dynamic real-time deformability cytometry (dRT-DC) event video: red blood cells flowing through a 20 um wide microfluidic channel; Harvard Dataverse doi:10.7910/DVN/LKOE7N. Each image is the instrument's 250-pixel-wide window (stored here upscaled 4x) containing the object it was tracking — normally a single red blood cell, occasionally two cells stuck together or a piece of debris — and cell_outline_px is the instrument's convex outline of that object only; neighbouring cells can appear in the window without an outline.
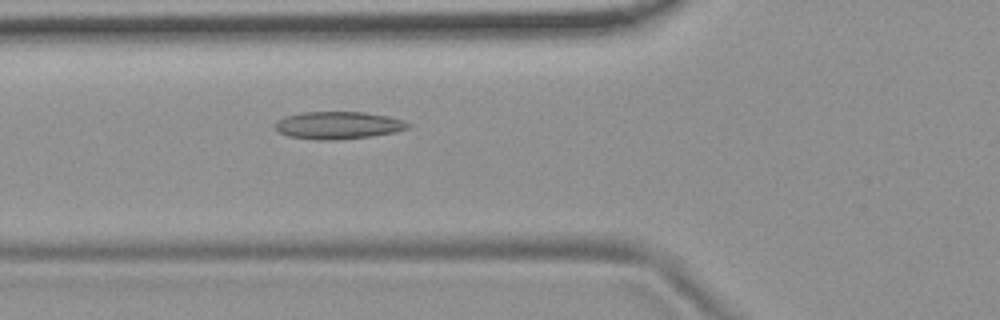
{"species": "common noctule bat (a hibernating species)", "species_latin": "Nyctalus noctula", "temperature_condition": "room temperature", "stored_images_in_passage": 5, "camera_frame_rate_fps": 3000, "um_per_image_px": 0.085, "animal": {"sex": "female", "body_mass_g": 19.9}, "frame": {"image": 1, "passage_image": 5, "time_ms": 1.333, "image_size_px": [1000, 320], "cell_outline_px": [[412, 128], [396, 132], [372, 136], [336, 140], [316, 140], [288, 136], [280, 132], [276, 128], [276, 120], [284, 116], [300, 112], [364, 112], [388, 116], [404, 120], [412, 124]], "centroid_in_image_um": [28.79, 10.65], "position_along_channel_um": 97.0, "area_um2": 21.56}}